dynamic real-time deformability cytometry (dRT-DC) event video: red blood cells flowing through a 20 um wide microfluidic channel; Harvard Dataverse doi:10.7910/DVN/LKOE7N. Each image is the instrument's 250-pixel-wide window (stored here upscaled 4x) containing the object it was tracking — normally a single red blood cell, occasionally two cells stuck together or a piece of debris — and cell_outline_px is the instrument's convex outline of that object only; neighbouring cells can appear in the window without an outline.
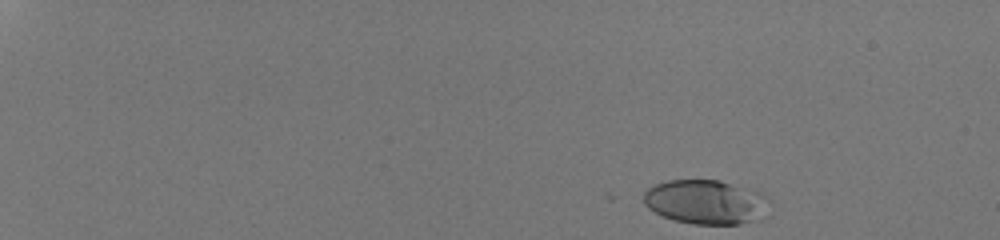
{"species": "human", "species_latin": "Homo sapiens", "temperature_condition": "room temperature", "stored_images_in_passage": 41, "camera_frame_rate_fps": 3000, "um_per_image_px": 0.085, "donor": {"sex": "male"}, "frame": {"image": 1, "passage_image": 1, "time_ms": 0.0, "image_size_px": [1000, 240], "cell_outline_px": [[772, 216], [764, 220], [740, 224], [692, 224], [676, 220], [664, 216], [648, 208], [644, 204], [644, 192], [648, 188], [656, 184], [668, 180], [720, 180], [752, 188], [768, 196]], "centroid_in_image_um": [60.15, 17.18], "position_along_channel_um": 24.8, "area_um2": 33.47}}
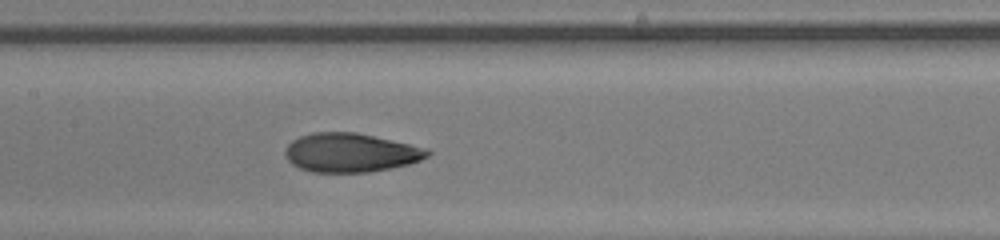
{"frame": {"image": 2, "passage_image": 24, "time_ms": 7.667, "image_size_px": [1000, 240], "cell_outline_px": [[432, 152], [428, 156], [420, 160], [408, 164], [392, 168], [372, 172], [312, 172], [300, 168], [292, 164], [288, 160], [284, 152], [284, 148], [292, 140], [300, 136], [312, 132], [356, 132], [428, 148]], "centroid_in_image_um": [29.79, 12.97], "position_along_channel_um": 177.6, "area_um2": 32.43}}
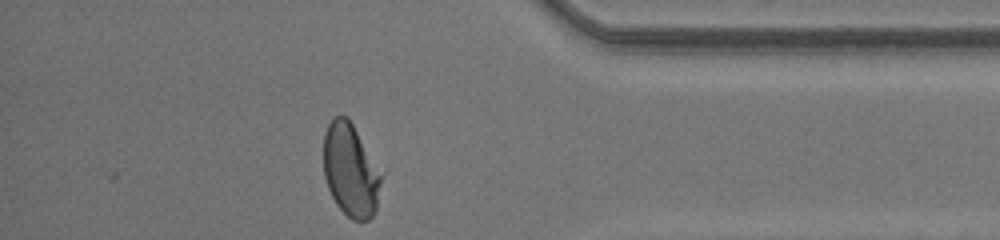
{"frame": {"image": 3, "passage_image": 41, "time_ms": 13.333, "image_size_px": [1000, 240], "cell_outline_px": [[384, 172], [376, 208], [372, 216], [368, 220], [352, 220], [336, 204], [328, 188], [324, 176], [324, 132], [328, 124], [336, 116], [348, 116]], "centroid_in_image_um": [29.84, 14.44], "position_along_channel_um": 405.4, "area_um2": 31.79}, "authors_computed_cell_mechanics": {"area_um2": 32.368, "velocity_mm_per_s": 4.2541, "shape_relaxation_time_tau1_ms": 7.3623, "shape_relaxation_time_tau2_ms": 0.6861, "deformation_change_tau1": 0.2651, "deformation_change_tau2": 0.0559}}